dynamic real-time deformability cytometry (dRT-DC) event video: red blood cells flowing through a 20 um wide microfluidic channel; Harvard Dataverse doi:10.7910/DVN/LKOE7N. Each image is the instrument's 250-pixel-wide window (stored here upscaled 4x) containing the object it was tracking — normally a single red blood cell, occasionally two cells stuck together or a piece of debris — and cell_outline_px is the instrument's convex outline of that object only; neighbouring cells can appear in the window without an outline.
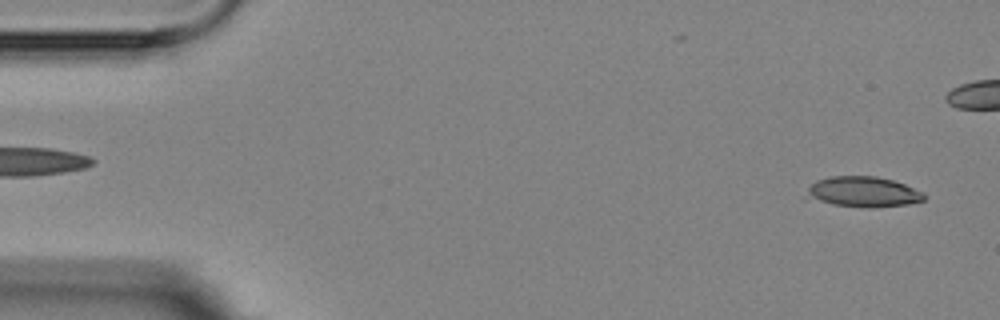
{"species": "Egyptian fruit bat (a non-hibernating species)", "species_latin": "Rousettus aegyptiacus", "temperature_condition": "room temperature", "stored_images_in_passage": 6, "segment_of_instrument_passage": [2, 2], "camera_frame_rate_fps": 3000, "um_per_image_px": 0.085, "animal": {"sex": "female"}, "frame": {"image": 1, "passage_image": 6, "time_ms": 5.667, "image_size_px": [1000, 320], "cell_outline_px": [[924, 200], [908, 204], [876, 208], [864, 208], [832, 204], [804, 200], [800, 196], [816, 180], [832, 176], [876, 176], [892, 180], [904, 184], [924, 192]], "centroid_in_image_um": [73.26, 16.33], "position_along_channel_um": 11.7, "area_um2": 21.44}}